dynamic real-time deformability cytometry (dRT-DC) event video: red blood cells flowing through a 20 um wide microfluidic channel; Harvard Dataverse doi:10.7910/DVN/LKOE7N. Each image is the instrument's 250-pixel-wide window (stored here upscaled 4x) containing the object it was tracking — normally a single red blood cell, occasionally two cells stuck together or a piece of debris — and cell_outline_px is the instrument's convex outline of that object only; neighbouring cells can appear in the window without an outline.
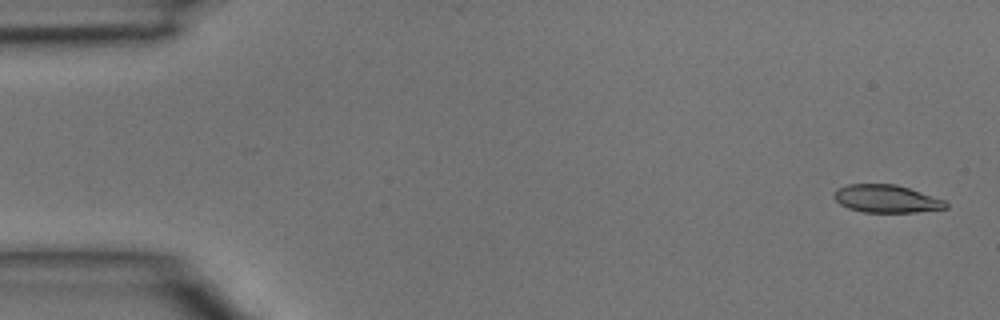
{"species": "common noctule bat (a hibernating species)", "species_latin": "Nyctalus noctula", "temperature_condition": "room temperature", "stored_images_in_passage": 40, "camera_frame_rate_fps": 3000, "um_per_image_px": 0.085, "animal": {"sex": "male", "body_mass_g": 15.6}, "frame": {"image": 1, "passage_image": 1, "time_ms": 0.0, "image_size_px": [1000, 320], "cell_outline_px": [[948, 208], [916, 212], [864, 212], [848, 208], [840, 204], [832, 196], [836, 188], [848, 184], [896, 184], [944, 200], [948, 204]], "centroid_in_image_um": [75.31, 16.89], "position_along_channel_um": 9.7, "area_um2": 18.03}}
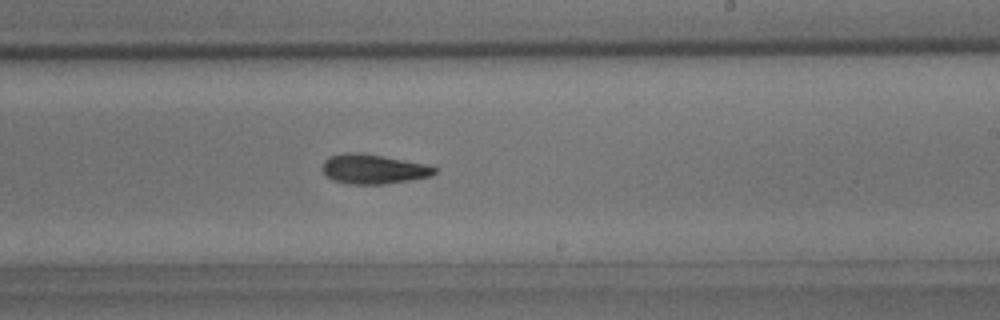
{"frame": {"image": 2, "passage_image": 26, "time_ms": 8.333, "image_size_px": [1000, 320], "cell_outline_px": [[436, 172], [432, 176], [384, 184], [348, 184], [332, 180], [320, 168], [324, 160], [328, 156], [344, 152], [360, 152], [424, 164], [436, 168]], "centroid_in_image_um": [31.66, 14.36], "position_along_channel_um": 257.3, "area_um2": 19.31}}
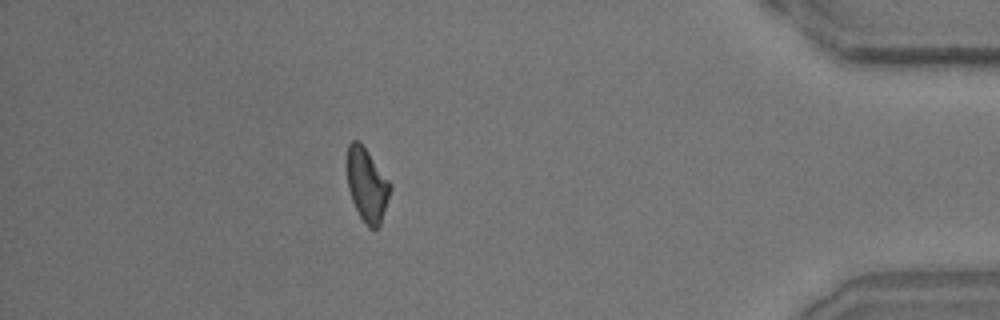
{"frame": {"image": 3, "passage_image": 39, "time_ms": 12.667, "image_size_px": [1000, 320], "cell_outline_px": [[392, 188], [380, 224], [376, 228], [368, 228], [360, 216], [352, 200], [348, 188], [344, 164], [348, 144], [352, 140], [356, 140], [368, 152], [392, 184]], "centroid_in_image_um": [31.15, 15.69], "position_along_channel_um": 404.0, "area_um2": 18.73}}